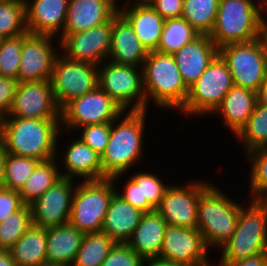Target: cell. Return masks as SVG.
Wrapping results in <instances>:
<instances>
[{
    "mask_svg": "<svg viewBox=\"0 0 267 266\" xmlns=\"http://www.w3.org/2000/svg\"><path fill=\"white\" fill-rule=\"evenodd\" d=\"M148 110L124 111L111 123V133L105 152L101 156L103 179L111 178L115 184L121 176L140 165L144 158L145 125ZM121 118V119H120Z\"/></svg>",
    "mask_w": 267,
    "mask_h": 266,
    "instance_id": "obj_1",
    "label": "cell"
},
{
    "mask_svg": "<svg viewBox=\"0 0 267 266\" xmlns=\"http://www.w3.org/2000/svg\"><path fill=\"white\" fill-rule=\"evenodd\" d=\"M1 146L6 153L41 162L56 157L60 120L6 117L0 121Z\"/></svg>",
    "mask_w": 267,
    "mask_h": 266,
    "instance_id": "obj_2",
    "label": "cell"
},
{
    "mask_svg": "<svg viewBox=\"0 0 267 266\" xmlns=\"http://www.w3.org/2000/svg\"><path fill=\"white\" fill-rule=\"evenodd\" d=\"M142 71L146 110H149L151 101L156 108L165 111H178L184 105L188 88L182 80L173 54L149 52Z\"/></svg>",
    "mask_w": 267,
    "mask_h": 266,
    "instance_id": "obj_3",
    "label": "cell"
},
{
    "mask_svg": "<svg viewBox=\"0 0 267 266\" xmlns=\"http://www.w3.org/2000/svg\"><path fill=\"white\" fill-rule=\"evenodd\" d=\"M241 206L214 183L200 194L197 229L210 249L220 250L234 235Z\"/></svg>",
    "mask_w": 267,
    "mask_h": 266,
    "instance_id": "obj_4",
    "label": "cell"
},
{
    "mask_svg": "<svg viewBox=\"0 0 267 266\" xmlns=\"http://www.w3.org/2000/svg\"><path fill=\"white\" fill-rule=\"evenodd\" d=\"M220 249L217 263H233L267 253V211L249 199V206L240 207L234 235Z\"/></svg>",
    "mask_w": 267,
    "mask_h": 266,
    "instance_id": "obj_5",
    "label": "cell"
},
{
    "mask_svg": "<svg viewBox=\"0 0 267 266\" xmlns=\"http://www.w3.org/2000/svg\"><path fill=\"white\" fill-rule=\"evenodd\" d=\"M261 33L258 2L220 0L216 21L209 35L218 49L228 44L253 41Z\"/></svg>",
    "mask_w": 267,
    "mask_h": 266,
    "instance_id": "obj_6",
    "label": "cell"
},
{
    "mask_svg": "<svg viewBox=\"0 0 267 266\" xmlns=\"http://www.w3.org/2000/svg\"><path fill=\"white\" fill-rule=\"evenodd\" d=\"M78 183L72 195L69 224L83 233H99L116 184L111 178Z\"/></svg>",
    "mask_w": 267,
    "mask_h": 266,
    "instance_id": "obj_7",
    "label": "cell"
},
{
    "mask_svg": "<svg viewBox=\"0 0 267 266\" xmlns=\"http://www.w3.org/2000/svg\"><path fill=\"white\" fill-rule=\"evenodd\" d=\"M233 86V78L227 64L218 54L204 73L188 88L187 98L178 112L185 116H211Z\"/></svg>",
    "mask_w": 267,
    "mask_h": 266,
    "instance_id": "obj_8",
    "label": "cell"
},
{
    "mask_svg": "<svg viewBox=\"0 0 267 266\" xmlns=\"http://www.w3.org/2000/svg\"><path fill=\"white\" fill-rule=\"evenodd\" d=\"M98 86L124 111L146 110L142 67L106 60L98 66Z\"/></svg>",
    "mask_w": 267,
    "mask_h": 266,
    "instance_id": "obj_9",
    "label": "cell"
},
{
    "mask_svg": "<svg viewBox=\"0 0 267 266\" xmlns=\"http://www.w3.org/2000/svg\"><path fill=\"white\" fill-rule=\"evenodd\" d=\"M218 54L226 62L235 86L258 92L266 80V57L260 38L224 45Z\"/></svg>",
    "mask_w": 267,
    "mask_h": 266,
    "instance_id": "obj_10",
    "label": "cell"
},
{
    "mask_svg": "<svg viewBox=\"0 0 267 266\" xmlns=\"http://www.w3.org/2000/svg\"><path fill=\"white\" fill-rule=\"evenodd\" d=\"M123 112L124 110L97 86L83 96L71 100L61 109V130L72 133L87 125L112 123Z\"/></svg>",
    "mask_w": 267,
    "mask_h": 266,
    "instance_id": "obj_11",
    "label": "cell"
},
{
    "mask_svg": "<svg viewBox=\"0 0 267 266\" xmlns=\"http://www.w3.org/2000/svg\"><path fill=\"white\" fill-rule=\"evenodd\" d=\"M50 83L55 100L62 109L71 100L98 86V65L70 60L59 53L54 62Z\"/></svg>",
    "mask_w": 267,
    "mask_h": 266,
    "instance_id": "obj_12",
    "label": "cell"
},
{
    "mask_svg": "<svg viewBox=\"0 0 267 266\" xmlns=\"http://www.w3.org/2000/svg\"><path fill=\"white\" fill-rule=\"evenodd\" d=\"M211 183L204 180L197 181V179L190 180L186 184L171 183L156 211L167 224L197 228L199 196Z\"/></svg>",
    "mask_w": 267,
    "mask_h": 266,
    "instance_id": "obj_13",
    "label": "cell"
},
{
    "mask_svg": "<svg viewBox=\"0 0 267 266\" xmlns=\"http://www.w3.org/2000/svg\"><path fill=\"white\" fill-rule=\"evenodd\" d=\"M7 117L61 120L50 80L18 82Z\"/></svg>",
    "mask_w": 267,
    "mask_h": 266,
    "instance_id": "obj_14",
    "label": "cell"
},
{
    "mask_svg": "<svg viewBox=\"0 0 267 266\" xmlns=\"http://www.w3.org/2000/svg\"><path fill=\"white\" fill-rule=\"evenodd\" d=\"M113 18L89 30L67 34L60 41L61 54L70 60L100 65L111 49Z\"/></svg>",
    "mask_w": 267,
    "mask_h": 266,
    "instance_id": "obj_15",
    "label": "cell"
},
{
    "mask_svg": "<svg viewBox=\"0 0 267 266\" xmlns=\"http://www.w3.org/2000/svg\"><path fill=\"white\" fill-rule=\"evenodd\" d=\"M209 249L197 228L167 224L159 258L180 262L186 266H211L212 259L208 260Z\"/></svg>",
    "mask_w": 267,
    "mask_h": 266,
    "instance_id": "obj_16",
    "label": "cell"
},
{
    "mask_svg": "<svg viewBox=\"0 0 267 266\" xmlns=\"http://www.w3.org/2000/svg\"><path fill=\"white\" fill-rule=\"evenodd\" d=\"M75 180L61 177L29 205L34 225L50 228L69 223Z\"/></svg>",
    "mask_w": 267,
    "mask_h": 266,
    "instance_id": "obj_17",
    "label": "cell"
},
{
    "mask_svg": "<svg viewBox=\"0 0 267 266\" xmlns=\"http://www.w3.org/2000/svg\"><path fill=\"white\" fill-rule=\"evenodd\" d=\"M55 39L59 44L58 38L49 35L28 34L23 39L18 82L51 79L55 59L60 53L57 52L60 45L53 44Z\"/></svg>",
    "mask_w": 267,
    "mask_h": 266,
    "instance_id": "obj_18",
    "label": "cell"
},
{
    "mask_svg": "<svg viewBox=\"0 0 267 266\" xmlns=\"http://www.w3.org/2000/svg\"><path fill=\"white\" fill-rule=\"evenodd\" d=\"M63 130L60 131L57 139V154L55 158L62 159L58 163H62L59 166L61 177L79 179L82 181L88 180H101L103 179V168L101 165V156L97 154L90 146L84 143L78 136L70 137L65 148L58 146L60 141V135ZM60 148V149H59ZM64 150V152H63ZM61 152V155L59 154ZM61 156V157H60ZM63 157V158H62ZM61 166H63L61 168ZM66 169V170H64ZM79 178V179H78Z\"/></svg>",
    "mask_w": 267,
    "mask_h": 266,
    "instance_id": "obj_19",
    "label": "cell"
},
{
    "mask_svg": "<svg viewBox=\"0 0 267 266\" xmlns=\"http://www.w3.org/2000/svg\"><path fill=\"white\" fill-rule=\"evenodd\" d=\"M119 0H69L60 41L67 34L89 30L109 22L118 13Z\"/></svg>",
    "mask_w": 267,
    "mask_h": 266,
    "instance_id": "obj_20",
    "label": "cell"
},
{
    "mask_svg": "<svg viewBox=\"0 0 267 266\" xmlns=\"http://www.w3.org/2000/svg\"><path fill=\"white\" fill-rule=\"evenodd\" d=\"M118 4V12L133 27L135 35L148 52L156 51L165 19L146 0H126ZM121 5V6H120Z\"/></svg>",
    "mask_w": 267,
    "mask_h": 266,
    "instance_id": "obj_21",
    "label": "cell"
},
{
    "mask_svg": "<svg viewBox=\"0 0 267 266\" xmlns=\"http://www.w3.org/2000/svg\"><path fill=\"white\" fill-rule=\"evenodd\" d=\"M68 3L69 0H29L25 6L27 32L60 36L66 22Z\"/></svg>",
    "mask_w": 267,
    "mask_h": 266,
    "instance_id": "obj_22",
    "label": "cell"
},
{
    "mask_svg": "<svg viewBox=\"0 0 267 266\" xmlns=\"http://www.w3.org/2000/svg\"><path fill=\"white\" fill-rule=\"evenodd\" d=\"M218 55V48L208 35H199L173 54L182 80L189 88Z\"/></svg>",
    "mask_w": 267,
    "mask_h": 266,
    "instance_id": "obj_23",
    "label": "cell"
},
{
    "mask_svg": "<svg viewBox=\"0 0 267 266\" xmlns=\"http://www.w3.org/2000/svg\"><path fill=\"white\" fill-rule=\"evenodd\" d=\"M148 53L135 35L133 27L118 12L113 17L111 49L107 60L116 64L142 67Z\"/></svg>",
    "mask_w": 267,
    "mask_h": 266,
    "instance_id": "obj_24",
    "label": "cell"
},
{
    "mask_svg": "<svg viewBox=\"0 0 267 266\" xmlns=\"http://www.w3.org/2000/svg\"><path fill=\"white\" fill-rule=\"evenodd\" d=\"M257 92L233 86L224 96L222 103L212 116H220L225 127L235 137L246 125L257 103Z\"/></svg>",
    "mask_w": 267,
    "mask_h": 266,
    "instance_id": "obj_25",
    "label": "cell"
},
{
    "mask_svg": "<svg viewBox=\"0 0 267 266\" xmlns=\"http://www.w3.org/2000/svg\"><path fill=\"white\" fill-rule=\"evenodd\" d=\"M143 215V211L130 205L115 192L105 214L101 232L116 243L126 244Z\"/></svg>",
    "mask_w": 267,
    "mask_h": 266,
    "instance_id": "obj_26",
    "label": "cell"
},
{
    "mask_svg": "<svg viewBox=\"0 0 267 266\" xmlns=\"http://www.w3.org/2000/svg\"><path fill=\"white\" fill-rule=\"evenodd\" d=\"M166 225L164 218L156 210L144 213L126 244L143 260L158 258L161 254Z\"/></svg>",
    "mask_w": 267,
    "mask_h": 266,
    "instance_id": "obj_27",
    "label": "cell"
},
{
    "mask_svg": "<svg viewBox=\"0 0 267 266\" xmlns=\"http://www.w3.org/2000/svg\"><path fill=\"white\" fill-rule=\"evenodd\" d=\"M84 236L85 233L69 223L47 228V264L71 266Z\"/></svg>",
    "mask_w": 267,
    "mask_h": 266,
    "instance_id": "obj_28",
    "label": "cell"
},
{
    "mask_svg": "<svg viewBox=\"0 0 267 266\" xmlns=\"http://www.w3.org/2000/svg\"><path fill=\"white\" fill-rule=\"evenodd\" d=\"M47 228L32 225L9 249L17 266L47 264Z\"/></svg>",
    "mask_w": 267,
    "mask_h": 266,
    "instance_id": "obj_29",
    "label": "cell"
},
{
    "mask_svg": "<svg viewBox=\"0 0 267 266\" xmlns=\"http://www.w3.org/2000/svg\"><path fill=\"white\" fill-rule=\"evenodd\" d=\"M58 159L40 162L19 191L25 205H31L61 178Z\"/></svg>",
    "mask_w": 267,
    "mask_h": 266,
    "instance_id": "obj_30",
    "label": "cell"
},
{
    "mask_svg": "<svg viewBox=\"0 0 267 266\" xmlns=\"http://www.w3.org/2000/svg\"><path fill=\"white\" fill-rule=\"evenodd\" d=\"M235 139L243 144V155L254 149L267 148V105L257 101L252 115Z\"/></svg>",
    "mask_w": 267,
    "mask_h": 266,
    "instance_id": "obj_31",
    "label": "cell"
},
{
    "mask_svg": "<svg viewBox=\"0 0 267 266\" xmlns=\"http://www.w3.org/2000/svg\"><path fill=\"white\" fill-rule=\"evenodd\" d=\"M220 0H184L182 18L199 35H210L213 30Z\"/></svg>",
    "mask_w": 267,
    "mask_h": 266,
    "instance_id": "obj_32",
    "label": "cell"
},
{
    "mask_svg": "<svg viewBox=\"0 0 267 266\" xmlns=\"http://www.w3.org/2000/svg\"><path fill=\"white\" fill-rule=\"evenodd\" d=\"M116 242L107 234L85 233L71 266H101Z\"/></svg>",
    "mask_w": 267,
    "mask_h": 266,
    "instance_id": "obj_33",
    "label": "cell"
},
{
    "mask_svg": "<svg viewBox=\"0 0 267 266\" xmlns=\"http://www.w3.org/2000/svg\"><path fill=\"white\" fill-rule=\"evenodd\" d=\"M199 33L184 19H166L157 52L174 54L190 43Z\"/></svg>",
    "mask_w": 267,
    "mask_h": 266,
    "instance_id": "obj_34",
    "label": "cell"
},
{
    "mask_svg": "<svg viewBox=\"0 0 267 266\" xmlns=\"http://www.w3.org/2000/svg\"><path fill=\"white\" fill-rule=\"evenodd\" d=\"M40 162L6 153L3 188L19 192Z\"/></svg>",
    "mask_w": 267,
    "mask_h": 266,
    "instance_id": "obj_35",
    "label": "cell"
},
{
    "mask_svg": "<svg viewBox=\"0 0 267 266\" xmlns=\"http://www.w3.org/2000/svg\"><path fill=\"white\" fill-rule=\"evenodd\" d=\"M32 225L30 206L24 205L0 223V249L9 250Z\"/></svg>",
    "mask_w": 267,
    "mask_h": 266,
    "instance_id": "obj_36",
    "label": "cell"
},
{
    "mask_svg": "<svg viewBox=\"0 0 267 266\" xmlns=\"http://www.w3.org/2000/svg\"><path fill=\"white\" fill-rule=\"evenodd\" d=\"M26 32L25 6L18 2L1 0L0 37L11 38Z\"/></svg>",
    "mask_w": 267,
    "mask_h": 266,
    "instance_id": "obj_37",
    "label": "cell"
},
{
    "mask_svg": "<svg viewBox=\"0 0 267 266\" xmlns=\"http://www.w3.org/2000/svg\"><path fill=\"white\" fill-rule=\"evenodd\" d=\"M26 32L16 37L3 38L0 41V76L18 80L23 39Z\"/></svg>",
    "mask_w": 267,
    "mask_h": 266,
    "instance_id": "obj_38",
    "label": "cell"
},
{
    "mask_svg": "<svg viewBox=\"0 0 267 266\" xmlns=\"http://www.w3.org/2000/svg\"><path fill=\"white\" fill-rule=\"evenodd\" d=\"M244 155L246 162L249 161V193L253 199L267 186V148L254 149Z\"/></svg>",
    "mask_w": 267,
    "mask_h": 266,
    "instance_id": "obj_39",
    "label": "cell"
},
{
    "mask_svg": "<svg viewBox=\"0 0 267 266\" xmlns=\"http://www.w3.org/2000/svg\"><path fill=\"white\" fill-rule=\"evenodd\" d=\"M135 172L131 174V179L136 184H141L142 202H149L155 209L160 205L166 189L171 185L168 181L163 182L162 178L154 173Z\"/></svg>",
    "mask_w": 267,
    "mask_h": 266,
    "instance_id": "obj_40",
    "label": "cell"
},
{
    "mask_svg": "<svg viewBox=\"0 0 267 266\" xmlns=\"http://www.w3.org/2000/svg\"><path fill=\"white\" fill-rule=\"evenodd\" d=\"M78 130L79 138L90 146L97 154L102 156L109 141L111 123L87 125L78 128L77 131Z\"/></svg>",
    "mask_w": 267,
    "mask_h": 266,
    "instance_id": "obj_41",
    "label": "cell"
},
{
    "mask_svg": "<svg viewBox=\"0 0 267 266\" xmlns=\"http://www.w3.org/2000/svg\"><path fill=\"white\" fill-rule=\"evenodd\" d=\"M143 262L127 244L116 243L101 266H142Z\"/></svg>",
    "mask_w": 267,
    "mask_h": 266,
    "instance_id": "obj_42",
    "label": "cell"
},
{
    "mask_svg": "<svg viewBox=\"0 0 267 266\" xmlns=\"http://www.w3.org/2000/svg\"><path fill=\"white\" fill-rule=\"evenodd\" d=\"M118 190L115 186L116 193L133 207L144 213L155 211L156 209L149 202H142L141 184H136L131 178L125 180V184ZM122 191V192H121Z\"/></svg>",
    "mask_w": 267,
    "mask_h": 266,
    "instance_id": "obj_43",
    "label": "cell"
},
{
    "mask_svg": "<svg viewBox=\"0 0 267 266\" xmlns=\"http://www.w3.org/2000/svg\"><path fill=\"white\" fill-rule=\"evenodd\" d=\"M24 205L19 192L0 188V223Z\"/></svg>",
    "mask_w": 267,
    "mask_h": 266,
    "instance_id": "obj_44",
    "label": "cell"
},
{
    "mask_svg": "<svg viewBox=\"0 0 267 266\" xmlns=\"http://www.w3.org/2000/svg\"><path fill=\"white\" fill-rule=\"evenodd\" d=\"M17 84L18 80L0 76V121L9 113Z\"/></svg>",
    "mask_w": 267,
    "mask_h": 266,
    "instance_id": "obj_45",
    "label": "cell"
},
{
    "mask_svg": "<svg viewBox=\"0 0 267 266\" xmlns=\"http://www.w3.org/2000/svg\"><path fill=\"white\" fill-rule=\"evenodd\" d=\"M165 20L181 18L184 0H146Z\"/></svg>",
    "mask_w": 267,
    "mask_h": 266,
    "instance_id": "obj_46",
    "label": "cell"
},
{
    "mask_svg": "<svg viewBox=\"0 0 267 266\" xmlns=\"http://www.w3.org/2000/svg\"><path fill=\"white\" fill-rule=\"evenodd\" d=\"M215 266H267V253L247 257L233 263H218Z\"/></svg>",
    "mask_w": 267,
    "mask_h": 266,
    "instance_id": "obj_47",
    "label": "cell"
},
{
    "mask_svg": "<svg viewBox=\"0 0 267 266\" xmlns=\"http://www.w3.org/2000/svg\"><path fill=\"white\" fill-rule=\"evenodd\" d=\"M258 12L260 28L262 32H267V0H260L258 2Z\"/></svg>",
    "mask_w": 267,
    "mask_h": 266,
    "instance_id": "obj_48",
    "label": "cell"
},
{
    "mask_svg": "<svg viewBox=\"0 0 267 266\" xmlns=\"http://www.w3.org/2000/svg\"><path fill=\"white\" fill-rule=\"evenodd\" d=\"M142 266H186V265L180 262H173L158 257V258L144 260Z\"/></svg>",
    "mask_w": 267,
    "mask_h": 266,
    "instance_id": "obj_49",
    "label": "cell"
},
{
    "mask_svg": "<svg viewBox=\"0 0 267 266\" xmlns=\"http://www.w3.org/2000/svg\"><path fill=\"white\" fill-rule=\"evenodd\" d=\"M0 266H17L12 259L9 250L0 249Z\"/></svg>",
    "mask_w": 267,
    "mask_h": 266,
    "instance_id": "obj_50",
    "label": "cell"
},
{
    "mask_svg": "<svg viewBox=\"0 0 267 266\" xmlns=\"http://www.w3.org/2000/svg\"><path fill=\"white\" fill-rule=\"evenodd\" d=\"M253 200L262 208L267 211V186H265Z\"/></svg>",
    "mask_w": 267,
    "mask_h": 266,
    "instance_id": "obj_51",
    "label": "cell"
},
{
    "mask_svg": "<svg viewBox=\"0 0 267 266\" xmlns=\"http://www.w3.org/2000/svg\"><path fill=\"white\" fill-rule=\"evenodd\" d=\"M257 99L259 103L267 105V77L257 92Z\"/></svg>",
    "mask_w": 267,
    "mask_h": 266,
    "instance_id": "obj_52",
    "label": "cell"
},
{
    "mask_svg": "<svg viewBox=\"0 0 267 266\" xmlns=\"http://www.w3.org/2000/svg\"><path fill=\"white\" fill-rule=\"evenodd\" d=\"M6 152L0 145V188L4 185V168H5Z\"/></svg>",
    "mask_w": 267,
    "mask_h": 266,
    "instance_id": "obj_53",
    "label": "cell"
},
{
    "mask_svg": "<svg viewBox=\"0 0 267 266\" xmlns=\"http://www.w3.org/2000/svg\"><path fill=\"white\" fill-rule=\"evenodd\" d=\"M259 38L264 48L265 57H266V67H267V32H262Z\"/></svg>",
    "mask_w": 267,
    "mask_h": 266,
    "instance_id": "obj_54",
    "label": "cell"
},
{
    "mask_svg": "<svg viewBox=\"0 0 267 266\" xmlns=\"http://www.w3.org/2000/svg\"><path fill=\"white\" fill-rule=\"evenodd\" d=\"M6 1H13V2H18L21 3L22 5L26 6L29 0H6Z\"/></svg>",
    "mask_w": 267,
    "mask_h": 266,
    "instance_id": "obj_55",
    "label": "cell"
},
{
    "mask_svg": "<svg viewBox=\"0 0 267 266\" xmlns=\"http://www.w3.org/2000/svg\"><path fill=\"white\" fill-rule=\"evenodd\" d=\"M43 266H61V265H49V264H46V265H43Z\"/></svg>",
    "mask_w": 267,
    "mask_h": 266,
    "instance_id": "obj_56",
    "label": "cell"
},
{
    "mask_svg": "<svg viewBox=\"0 0 267 266\" xmlns=\"http://www.w3.org/2000/svg\"><path fill=\"white\" fill-rule=\"evenodd\" d=\"M0 145H1V129H0Z\"/></svg>",
    "mask_w": 267,
    "mask_h": 266,
    "instance_id": "obj_57",
    "label": "cell"
}]
</instances>
